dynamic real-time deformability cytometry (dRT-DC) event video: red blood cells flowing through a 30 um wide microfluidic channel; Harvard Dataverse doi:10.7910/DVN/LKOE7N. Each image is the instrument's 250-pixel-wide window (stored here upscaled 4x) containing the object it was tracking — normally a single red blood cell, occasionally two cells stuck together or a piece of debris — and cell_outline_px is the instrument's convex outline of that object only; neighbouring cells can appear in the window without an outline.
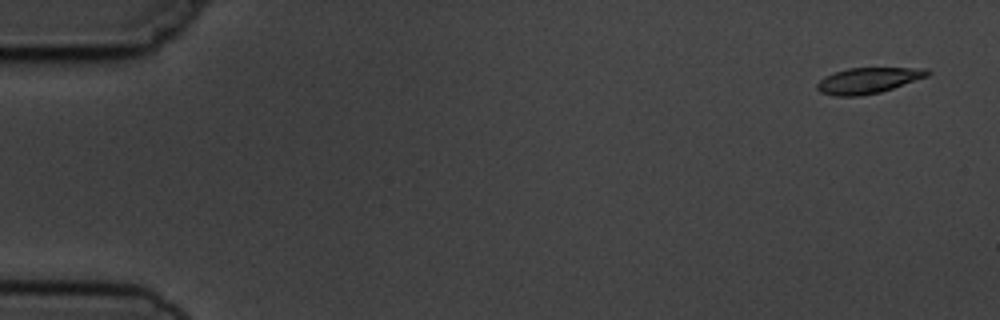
{"species": "common noctule bat (a hibernating species)", "species_latin": "Nyctalus noctula", "temperature_condition": "cold", "stored_images_in_passage": 2, "camera_frame_rate_fps": 3000, "um_per_image_px": 0.085, "animal": {"sex": "male", "body_mass_g": 19.5, "forearm_length_mm": 54.6}, "frame": {"image": 1, "passage_image": 1, "time_ms": 0.0, "image_size_px": [1000, 320], "cell_outline_px": [[932, 72], [928, 76], [880, 92], [860, 96], [836, 96], [820, 92], [816, 88], [816, 84], [824, 76], [848, 68], [928, 68]], "centroid_in_image_um": [73.79, 6.84], "position_along_channel_um": 11.2, "area_um2": 16.53}}